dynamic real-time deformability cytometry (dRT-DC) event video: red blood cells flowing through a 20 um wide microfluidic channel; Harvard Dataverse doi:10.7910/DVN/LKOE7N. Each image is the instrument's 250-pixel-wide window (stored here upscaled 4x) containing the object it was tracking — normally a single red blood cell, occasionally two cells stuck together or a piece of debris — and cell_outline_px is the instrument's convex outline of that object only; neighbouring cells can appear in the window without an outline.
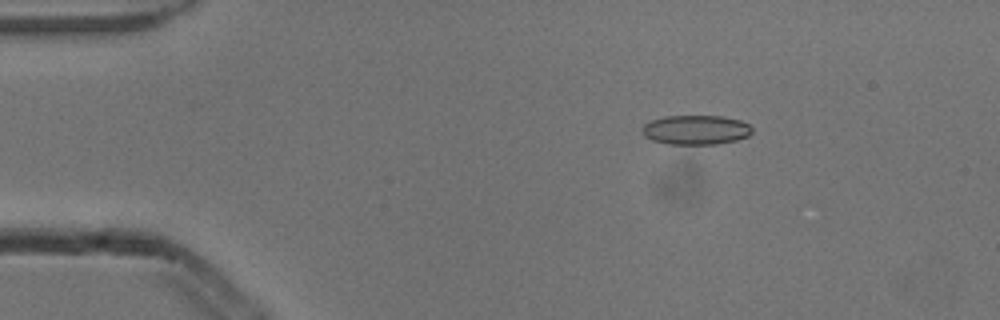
{"species": "common noctule bat (a hibernating species)", "species_latin": "Nyctalus noctula", "temperature_condition": "cold", "stored_images_in_passage": 5, "camera_frame_rate_fps": 3000, "um_per_image_px": 0.085, "animal": {"sex": "male", "body_mass_g": 13.3}, "frame": {"image": 1, "passage_image": 3, "time_ms": 0.667, "image_size_px": [1000, 320], "cell_outline_px": [[752, 132], [748, 136], [736, 140], [716, 144], [668, 144], [652, 140], [644, 136], [640, 132], [640, 128], [644, 124], [652, 120], [664, 116], [724, 116], [740, 120], [748, 124], [752, 128]], "centroid_in_image_um": [59.11, 11.04], "position_along_channel_um": 25.9, "area_um2": 19.02}}
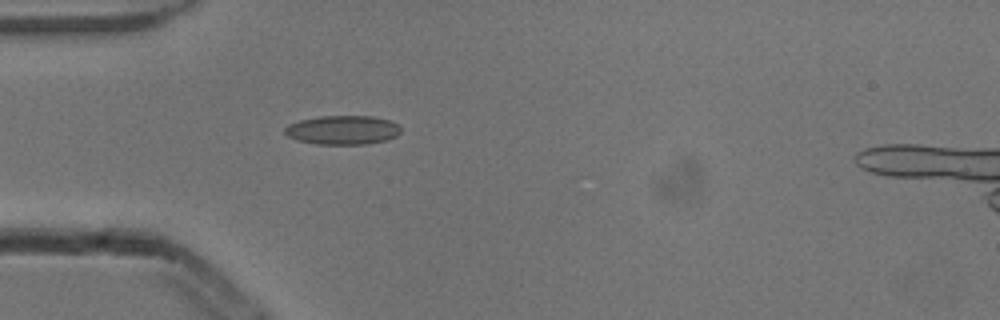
{"frame": {"image": 2, "passage_image": 5, "time_ms": 1.333, "image_size_px": [1000, 320], "cell_outline_px": [[400, 132], [396, 136], [388, 140], [368, 144], [316, 144], [296, 140], [288, 136], [284, 132], [284, 128], [288, 124], [300, 120], [320, 116], [372, 116], [388, 120], [396, 124], [400, 128]], "centroid_in_image_um": [29.11, 11.06], "position_along_channel_um": 55.9, "area_um2": 19.65}}